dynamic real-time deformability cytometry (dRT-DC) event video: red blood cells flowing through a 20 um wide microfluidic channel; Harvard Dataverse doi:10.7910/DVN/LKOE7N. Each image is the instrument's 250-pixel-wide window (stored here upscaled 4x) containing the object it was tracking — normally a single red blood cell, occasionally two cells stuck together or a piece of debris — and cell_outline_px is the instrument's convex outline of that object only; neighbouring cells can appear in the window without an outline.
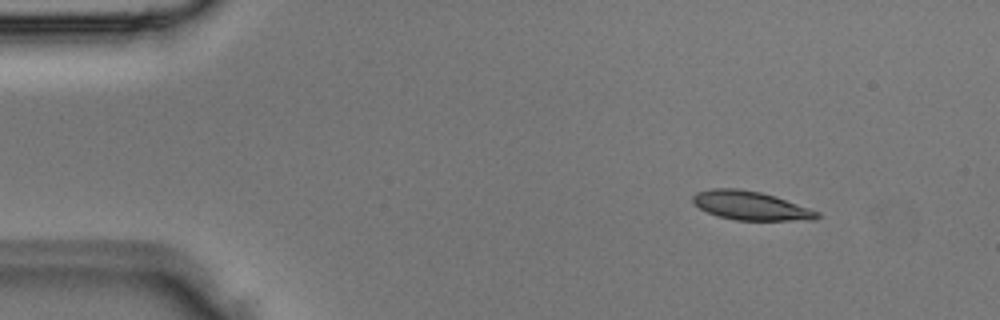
{"species": "Egyptian fruit bat (a non-hibernating species)", "species_latin": "Rousettus aegyptiacus", "temperature_condition": "room temperature", "stored_images_in_passage": 3, "camera_frame_rate_fps": 3000, "um_per_image_px": 0.085, "animal": {"sex": "male"}, "frame": {"image": 1, "passage_image": 1, "time_ms": 0.0, "image_size_px": [1000, 320], "cell_outline_px": [[820, 216], [816, 220], [736, 220], [716, 216], [692, 204], [692, 196], [696, 192], [712, 188], [740, 188], [760, 192], [776, 196], [820, 212]], "centroid_in_image_um": [63.79, 17.47], "position_along_channel_um": 21.2, "area_um2": 21.04}}